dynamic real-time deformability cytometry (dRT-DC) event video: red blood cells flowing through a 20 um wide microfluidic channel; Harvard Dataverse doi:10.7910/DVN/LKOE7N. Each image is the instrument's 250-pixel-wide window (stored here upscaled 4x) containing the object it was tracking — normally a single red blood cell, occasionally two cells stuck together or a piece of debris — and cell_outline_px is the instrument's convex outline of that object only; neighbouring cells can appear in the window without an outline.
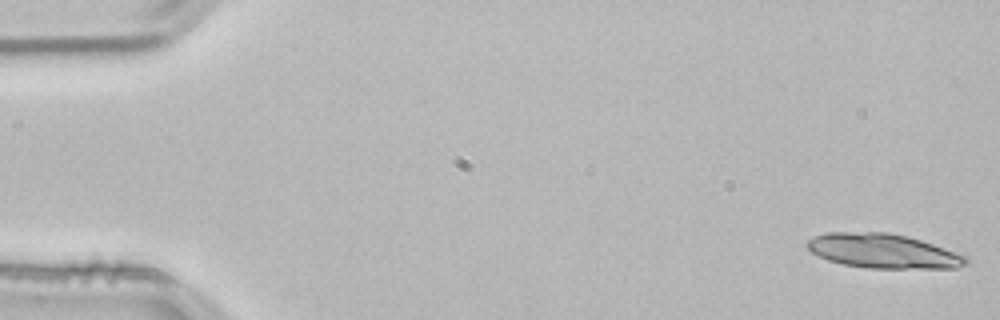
{"species": "common noctule bat (a hibernating species)", "species_latin": "Nyctalus noctula", "temperature_condition": "room temperature", "stored_images_in_passage": 21, "camera_frame_rate_fps": 3000, "um_per_image_px": 0.085, "animal": {"sex": "male", "body_mass_g": 21.5, "forearm_length_mm": 52.0}, "frame": {"image": 1, "passage_image": 1, "time_ms": 0.0, "image_size_px": [1000, 320], "cell_outline_px": [[972, 260], [968, 264], [956, 268], [868, 268], [844, 264], [828, 260], [812, 252], [804, 244], [808, 240], [816, 236], [828, 232], [888, 232], [908, 236], [968, 256]], "centroid_in_image_um": [75.11, 21.34], "position_along_channel_um": 9.9, "area_um2": 31.85}}